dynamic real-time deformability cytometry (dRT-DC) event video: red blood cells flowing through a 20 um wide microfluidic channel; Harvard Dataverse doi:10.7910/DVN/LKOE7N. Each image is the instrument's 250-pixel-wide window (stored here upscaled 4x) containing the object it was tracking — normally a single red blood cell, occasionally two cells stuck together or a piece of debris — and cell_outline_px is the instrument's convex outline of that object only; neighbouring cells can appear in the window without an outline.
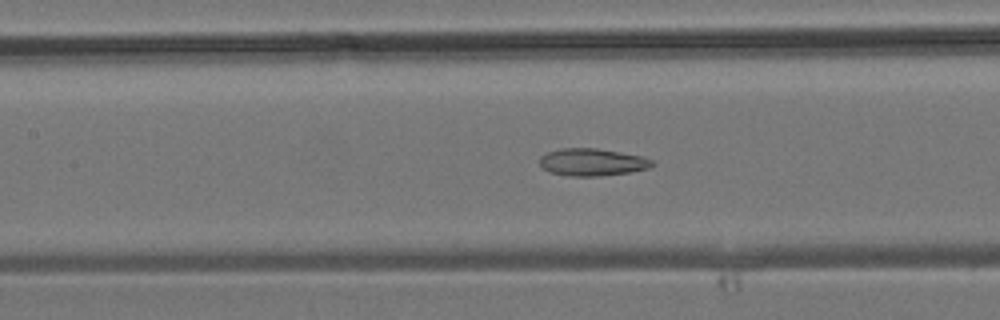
{"species": "common noctule bat (a hibernating species)", "species_latin": "Nyctalus noctula", "temperature_condition": "room temperature", "stored_images_in_passage": 43, "camera_frame_rate_fps": 3000, "um_per_image_px": 0.085, "animal": {"sex": "male", "body_mass_g": 19.2, "forearm_length_mm": 51.8}, "frame": {"image": 1, "passage_image": 19, "time_ms": 6.0, "image_size_px": [1000, 320], "cell_outline_px": [[656, 164], [648, 168], [628, 172], [600, 176], [568, 176], [548, 172], [540, 164], [540, 156], [548, 152], [560, 148], [596, 148], [640, 156], [652, 160]], "centroid_in_image_um": [50.3, 13.78], "position_along_channel_um": 157.1, "area_um2": 17.8}}
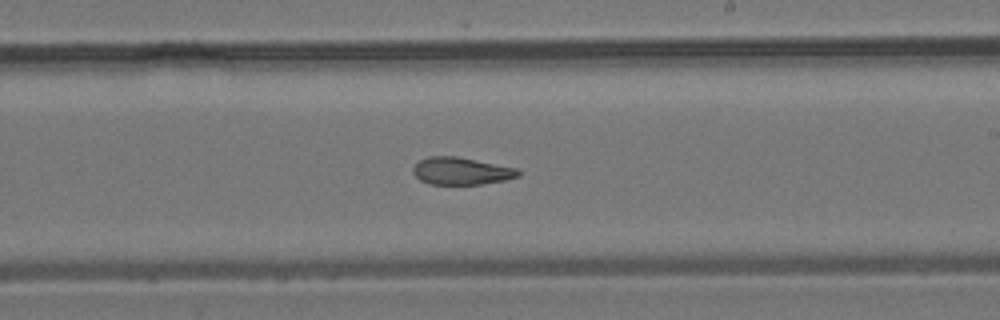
{"frame": {"image": 2, "passage_image": 25, "time_ms": 8.0, "image_size_px": [1000, 320], "cell_outline_px": [[520, 176], [504, 180], [480, 184], [428, 184], [420, 180], [412, 172], [412, 168], [420, 160], [428, 156], [456, 156], [516, 168], [520, 172]], "centroid_in_image_um": [39.18, 14.54], "position_along_channel_um": 249.8, "area_um2": 16.65}}
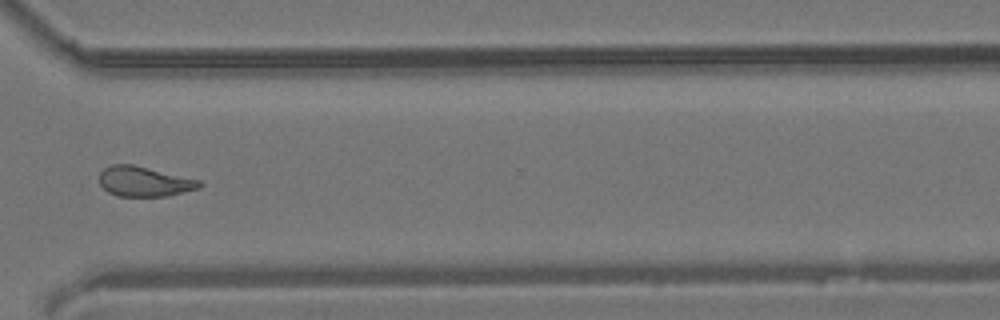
{"frame": {"image": 3, "passage_image": 32, "time_ms": 10.333, "image_size_px": [1000, 320], "cell_outline_px": [[204, 184], [200, 188], [168, 196], [116, 196], [108, 192], [100, 184], [100, 172], [104, 168], [112, 164], [132, 164], [200, 180]], "centroid_in_image_um": [12.27, 15.43], "position_along_channel_um": 358.3, "area_um2": 17.51}}